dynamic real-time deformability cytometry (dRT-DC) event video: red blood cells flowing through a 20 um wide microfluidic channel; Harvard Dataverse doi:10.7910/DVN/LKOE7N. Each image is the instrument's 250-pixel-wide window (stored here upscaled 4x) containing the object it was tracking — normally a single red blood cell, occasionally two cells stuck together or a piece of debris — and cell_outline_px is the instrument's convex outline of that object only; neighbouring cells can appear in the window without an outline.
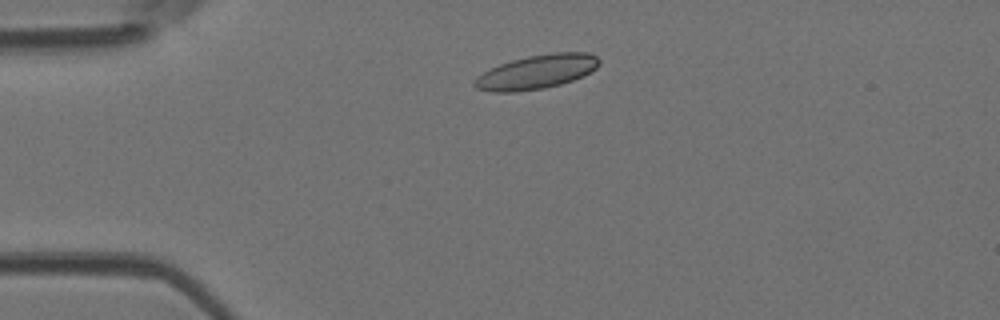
{"species": "Egyptian fruit bat (a non-hibernating species)", "species_latin": "Rousettus aegyptiacus", "temperature_condition": "room temperature", "stored_images_in_passage": 5, "camera_frame_rate_fps": 3000, "um_per_image_px": 0.085, "animal": {"sex": "female"}, "frame": {"image": 1, "passage_image": 1, "time_ms": 0.0, "image_size_px": [1000, 320], "cell_outline_px": [[600, 64], [596, 68], [584, 76], [560, 84], [544, 88], [516, 92], [492, 92], [476, 88], [472, 84], [472, 80], [476, 76], [500, 64], [512, 60], [528, 56], [552, 52], [588, 52], [596, 56], [600, 60]], "centroid_in_image_um": [45.61, 6.11], "position_along_channel_um": 39.4, "area_um2": 24.85}}
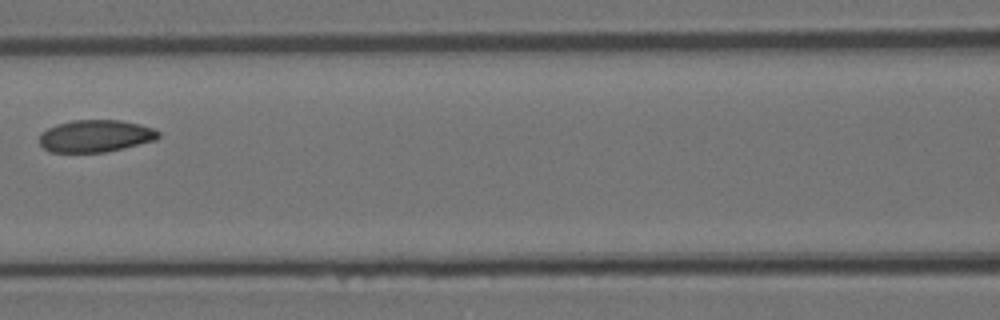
{"frame": {"image": 2, "passage_image": 4, "time_ms": 1.0, "image_size_px": [1000, 320], "cell_outline_px": [[160, 136], [156, 140], [124, 148], [104, 152], [48, 152], [40, 144], [40, 132], [56, 124], [72, 120], [120, 120], [140, 124], [152, 128], [160, 132]], "centroid_in_image_um": [8.11, 11.56], "position_along_channel_um": 158.5, "area_um2": 22.43}}
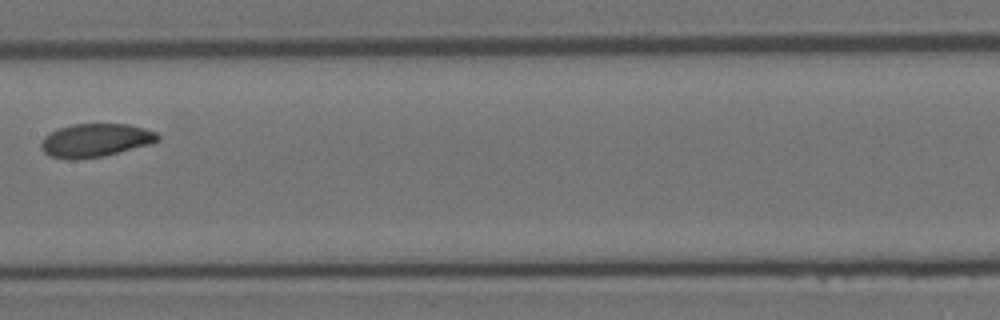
{"frame": {"image": 3, "passage_image": 5, "time_ms": 1.333, "image_size_px": [1000, 320], "cell_outline_px": [[160, 140], [148, 144], [104, 156], [76, 160], [64, 160], [48, 156], [40, 148], [40, 144], [44, 136], [60, 128], [76, 124], [128, 124], [144, 128], [156, 132], [160, 136]], "centroid_in_image_um": [8.07, 11.94], "position_along_channel_um": 199.3, "area_um2": 22.72}}